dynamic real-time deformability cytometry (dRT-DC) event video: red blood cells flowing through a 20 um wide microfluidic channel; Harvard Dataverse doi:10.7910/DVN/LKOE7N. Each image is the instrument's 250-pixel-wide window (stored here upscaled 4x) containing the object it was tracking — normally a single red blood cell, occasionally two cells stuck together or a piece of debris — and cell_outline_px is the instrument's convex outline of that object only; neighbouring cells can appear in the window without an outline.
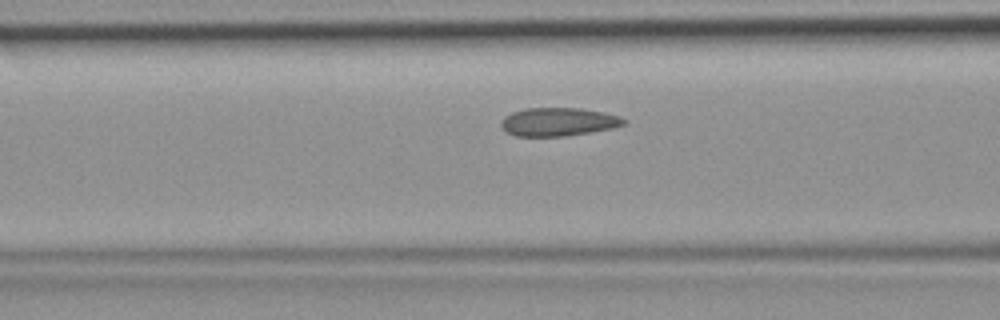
{"species": "common noctule bat (a hibernating species)", "species_latin": "Nyctalus noctula", "temperature_condition": "room temperature", "stored_images_in_passage": 35, "camera_frame_rate_fps": 3000, "um_per_image_px": 0.085, "animal": {"sex": "female", "body_mass_g": 19.9}, "frame": {"image": 1, "passage_image": 7, "time_ms": 2.0, "image_size_px": [1000, 320], "cell_outline_px": [[628, 120], [624, 124], [612, 128], [564, 136], [516, 136], [508, 132], [500, 124], [500, 120], [504, 116], [512, 112], [524, 108], [580, 108], [604, 112], [620, 116]], "centroid_in_image_um": [47.45, 10.34], "position_along_channel_um": 119.1, "area_um2": 20.23}}
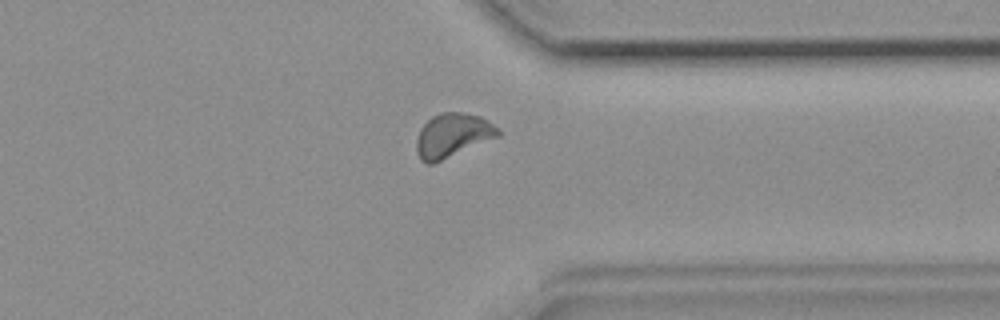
{"frame": {"image": 2, "passage_image": 25, "time_ms": 8.0, "image_size_px": [1000, 320], "cell_outline_px": [[500, 136], [432, 164], [428, 164], [420, 160], [416, 152], [416, 140], [420, 128], [432, 116], [440, 112], [464, 112], [480, 116], [488, 120], [500, 128]], "centroid_in_image_um": [38.47, 11.49], "position_along_channel_um": 372.9, "area_um2": 21.1}}
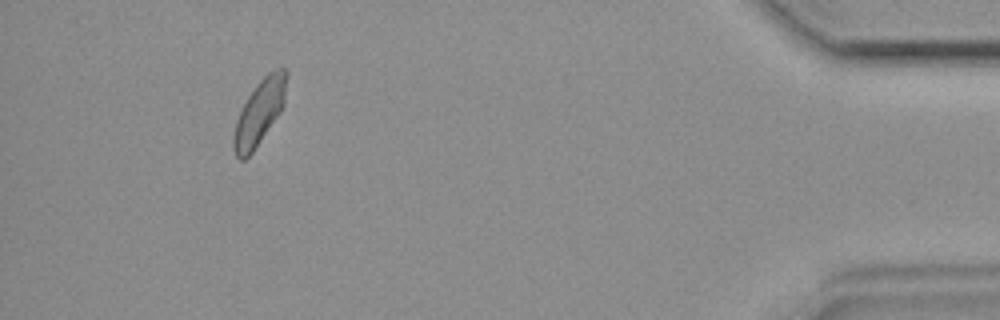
{"frame": {"image": 3, "passage_image": 32, "time_ms": 10.333, "image_size_px": [1000, 320], "cell_outline_px": [[288, 72], [284, 104], [280, 112], [252, 152], [244, 160], [240, 160], [236, 156], [232, 148], [232, 136], [236, 120], [248, 96], [256, 84], [268, 72], [276, 68], [284, 68]], "centroid_in_image_um": [22.04, 9.53], "position_along_channel_um": 413.2, "area_um2": 19.94}}